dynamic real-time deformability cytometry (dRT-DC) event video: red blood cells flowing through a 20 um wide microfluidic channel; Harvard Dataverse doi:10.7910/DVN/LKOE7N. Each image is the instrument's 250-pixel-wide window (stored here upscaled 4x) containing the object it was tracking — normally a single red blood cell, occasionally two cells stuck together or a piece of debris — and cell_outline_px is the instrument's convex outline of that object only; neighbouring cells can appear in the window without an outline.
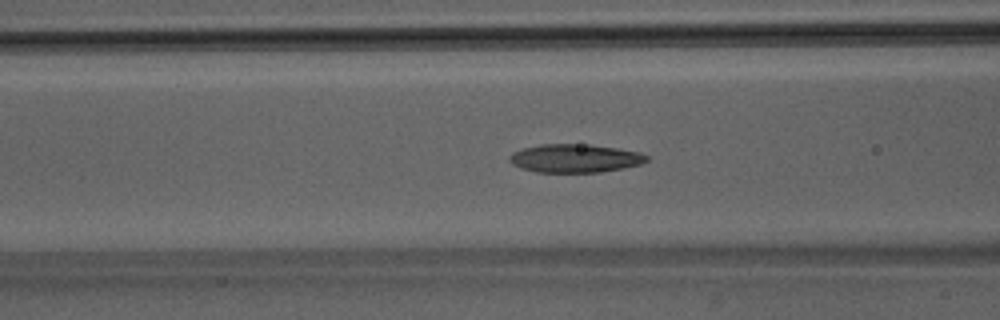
{"species": "Egyptian fruit bat (a non-hibernating species)", "species_latin": "Rousettus aegyptiacus", "temperature_condition": "room temperature", "stored_images_in_passage": 50, "camera_frame_rate_fps": 3000, "um_per_image_px": 0.085, "animal": {"sex": "male"}, "frame": {"image": 1, "passage_image": 20, "time_ms": 6.333, "image_size_px": [1000, 320], "cell_outline_px": [[648, 160], [640, 164], [624, 168], [600, 172], [536, 172], [520, 168], [512, 164], [508, 160], [508, 156], [512, 152], [524, 148], [540, 144], [588, 144], [616, 148], [640, 152], [648, 156]], "centroid_in_image_um": [48.84, 13.45], "position_along_channel_um": 117.8, "area_um2": 22.77}}
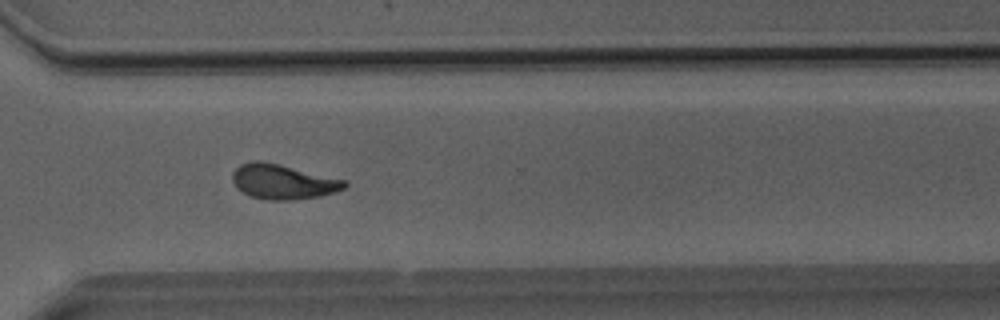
{"frame": {"image": 2, "passage_image": 37, "time_ms": 12.0, "image_size_px": [1000, 320], "cell_outline_px": [[348, 184], [344, 188], [320, 196], [292, 200], [268, 200], [252, 196], [236, 188], [232, 180], [232, 172], [240, 164], [252, 160], [260, 160], [348, 180]], "centroid_in_image_um": [24.04, 15.44], "position_along_channel_um": 346.6, "area_um2": 22.72}}
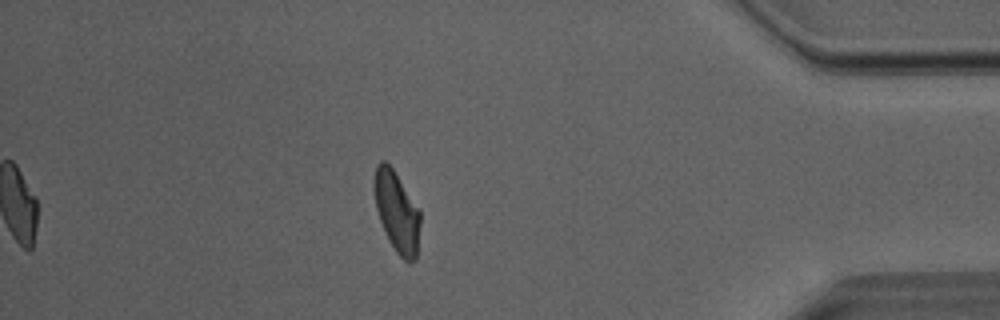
{"frame": {"image": 3, "passage_image": 44, "time_ms": 14.333, "image_size_px": [1000, 320], "cell_outline_px": [[420, 224], [416, 260], [408, 264], [396, 252], [388, 240], [384, 232], [376, 208], [372, 188], [372, 184], [376, 164], [380, 160], [384, 160], [392, 168], [420, 208]], "centroid_in_image_um": [33.72, 17.99], "position_along_channel_um": 401.5, "area_um2": 22.14}, "authors_computed_cell_mechanics": {"area_um2": 22.6576, "velocity_mm_per_s": 4.0463, "shape_relaxation_time_tau1_ms": 5.6021, "shape_relaxation_time_tau2_ms": 2.1921, "deformation_change_tau1": 0.1775, "deformation_change_tau2": 0.0952}}